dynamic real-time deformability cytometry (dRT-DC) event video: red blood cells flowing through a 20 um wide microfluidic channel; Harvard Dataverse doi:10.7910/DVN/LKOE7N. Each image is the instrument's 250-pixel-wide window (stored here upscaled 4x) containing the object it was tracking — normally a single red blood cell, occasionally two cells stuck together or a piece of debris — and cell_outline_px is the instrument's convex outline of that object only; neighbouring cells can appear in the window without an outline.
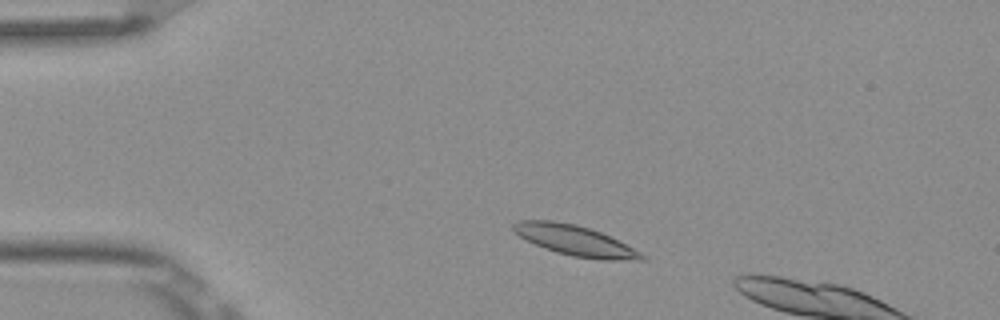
{"species": "Egyptian fruit bat (a non-hibernating species)", "species_latin": "Rousettus aegyptiacus", "temperature_condition": "room temperature", "stored_images_in_passage": 4, "camera_frame_rate_fps": 3000, "um_per_image_px": 0.085, "frame": {"image": 1, "passage_image": 2, "time_ms": 0.333, "image_size_px": [1000, 320], "cell_outline_px": [[648, 260], [600, 260], [572, 256], [556, 252], [544, 248], [520, 236], [512, 228], [512, 224], [520, 220], [552, 220], [576, 224], [600, 232], [648, 256]], "centroid_in_image_um": [48.9, 20.45], "position_along_channel_um": 36.1, "area_um2": 22.43}}